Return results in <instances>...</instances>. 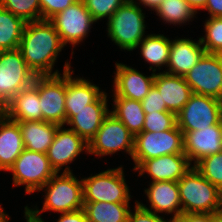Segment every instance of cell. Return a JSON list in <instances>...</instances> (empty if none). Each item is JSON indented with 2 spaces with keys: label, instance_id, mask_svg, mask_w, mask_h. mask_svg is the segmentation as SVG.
Returning a JSON list of instances; mask_svg holds the SVG:
<instances>
[{
  "label": "cell",
  "instance_id": "obj_1",
  "mask_svg": "<svg viewBox=\"0 0 222 222\" xmlns=\"http://www.w3.org/2000/svg\"><path fill=\"white\" fill-rule=\"evenodd\" d=\"M63 47L54 24L41 19L26 23L18 49L34 74L45 76L60 74L52 69Z\"/></svg>",
  "mask_w": 222,
  "mask_h": 222
},
{
  "label": "cell",
  "instance_id": "obj_2",
  "mask_svg": "<svg viewBox=\"0 0 222 222\" xmlns=\"http://www.w3.org/2000/svg\"><path fill=\"white\" fill-rule=\"evenodd\" d=\"M177 183L182 213H222L221 191L194 167Z\"/></svg>",
  "mask_w": 222,
  "mask_h": 222
},
{
  "label": "cell",
  "instance_id": "obj_3",
  "mask_svg": "<svg viewBox=\"0 0 222 222\" xmlns=\"http://www.w3.org/2000/svg\"><path fill=\"white\" fill-rule=\"evenodd\" d=\"M40 190L46 194L42 209H34L38 214L49 210L66 213L83 209L82 179H77L69 166H66L61 175L56 173Z\"/></svg>",
  "mask_w": 222,
  "mask_h": 222
},
{
  "label": "cell",
  "instance_id": "obj_4",
  "mask_svg": "<svg viewBox=\"0 0 222 222\" xmlns=\"http://www.w3.org/2000/svg\"><path fill=\"white\" fill-rule=\"evenodd\" d=\"M142 8L132 0L126 1L108 19V37L120 49L132 51L145 38V16Z\"/></svg>",
  "mask_w": 222,
  "mask_h": 222
},
{
  "label": "cell",
  "instance_id": "obj_5",
  "mask_svg": "<svg viewBox=\"0 0 222 222\" xmlns=\"http://www.w3.org/2000/svg\"><path fill=\"white\" fill-rule=\"evenodd\" d=\"M122 167L82 179L83 202L129 203L131 195Z\"/></svg>",
  "mask_w": 222,
  "mask_h": 222
},
{
  "label": "cell",
  "instance_id": "obj_6",
  "mask_svg": "<svg viewBox=\"0 0 222 222\" xmlns=\"http://www.w3.org/2000/svg\"><path fill=\"white\" fill-rule=\"evenodd\" d=\"M35 77L19 49L0 51V107L32 85Z\"/></svg>",
  "mask_w": 222,
  "mask_h": 222
},
{
  "label": "cell",
  "instance_id": "obj_7",
  "mask_svg": "<svg viewBox=\"0 0 222 222\" xmlns=\"http://www.w3.org/2000/svg\"><path fill=\"white\" fill-rule=\"evenodd\" d=\"M13 174V186L26 185L31 194L40 189L56 174L47 154L24 149L9 169Z\"/></svg>",
  "mask_w": 222,
  "mask_h": 222
},
{
  "label": "cell",
  "instance_id": "obj_8",
  "mask_svg": "<svg viewBox=\"0 0 222 222\" xmlns=\"http://www.w3.org/2000/svg\"><path fill=\"white\" fill-rule=\"evenodd\" d=\"M70 64L66 62L63 76H38V95L42 121L64 126L66 124V72L70 71Z\"/></svg>",
  "mask_w": 222,
  "mask_h": 222
},
{
  "label": "cell",
  "instance_id": "obj_9",
  "mask_svg": "<svg viewBox=\"0 0 222 222\" xmlns=\"http://www.w3.org/2000/svg\"><path fill=\"white\" fill-rule=\"evenodd\" d=\"M181 153H184L183 132L177 125L163 132H141L134 139L133 169L144 160Z\"/></svg>",
  "mask_w": 222,
  "mask_h": 222
},
{
  "label": "cell",
  "instance_id": "obj_10",
  "mask_svg": "<svg viewBox=\"0 0 222 222\" xmlns=\"http://www.w3.org/2000/svg\"><path fill=\"white\" fill-rule=\"evenodd\" d=\"M176 119L177 126L182 132L210 128L222 120V101L193 93L189 101L176 115Z\"/></svg>",
  "mask_w": 222,
  "mask_h": 222
},
{
  "label": "cell",
  "instance_id": "obj_11",
  "mask_svg": "<svg viewBox=\"0 0 222 222\" xmlns=\"http://www.w3.org/2000/svg\"><path fill=\"white\" fill-rule=\"evenodd\" d=\"M134 139L133 134L110 112L103 120L96 135L88 143L87 153L100 157L125 150L132 158Z\"/></svg>",
  "mask_w": 222,
  "mask_h": 222
},
{
  "label": "cell",
  "instance_id": "obj_12",
  "mask_svg": "<svg viewBox=\"0 0 222 222\" xmlns=\"http://www.w3.org/2000/svg\"><path fill=\"white\" fill-rule=\"evenodd\" d=\"M184 79L194 94L222 101V55L205 53Z\"/></svg>",
  "mask_w": 222,
  "mask_h": 222
},
{
  "label": "cell",
  "instance_id": "obj_13",
  "mask_svg": "<svg viewBox=\"0 0 222 222\" xmlns=\"http://www.w3.org/2000/svg\"><path fill=\"white\" fill-rule=\"evenodd\" d=\"M65 46L67 43L74 47L88 35L91 25L96 22L85 7L82 0L67 7L50 19Z\"/></svg>",
  "mask_w": 222,
  "mask_h": 222
},
{
  "label": "cell",
  "instance_id": "obj_14",
  "mask_svg": "<svg viewBox=\"0 0 222 222\" xmlns=\"http://www.w3.org/2000/svg\"><path fill=\"white\" fill-rule=\"evenodd\" d=\"M192 167L193 165H191L187 156L181 153L144 160L133 170H139L138 176L147 173L148 176H151L152 182H178Z\"/></svg>",
  "mask_w": 222,
  "mask_h": 222
},
{
  "label": "cell",
  "instance_id": "obj_15",
  "mask_svg": "<svg viewBox=\"0 0 222 222\" xmlns=\"http://www.w3.org/2000/svg\"><path fill=\"white\" fill-rule=\"evenodd\" d=\"M63 127L57 128L46 153L56 173H59L63 166L72 163L84 149L88 152V143L73 130Z\"/></svg>",
  "mask_w": 222,
  "mask_h": 222
},
{
  "label": "cell",
  "instance_id": "obj_16",
  "mask_svg": "<svg viewBox=\"0 0 222 222\" xmlns=\"http://www.w3.org/2000/svg\"><path fill=\"white\" fill-rule=\"evenodd\" d=\"M184 154L194 165L202 158L222 151V120L210 128L183 132Z\"/></svg>",
  "mask_w": 222,
  "mask_h": 222
},
{
  "label": "cell",
  "instance_id": "obj_17",
  "mask_svg": "<svg viewBox=\"0 0 222 222\" xmlns=\"http://www.w3.org/2000/svg\"><path fill=\"white\" fill-rule=\"evenodd\" d=\"M116 72L114 77V95L118 97L142 101L149 93L154 84L155 72L151 76H144L142 73L122 63H115Z\"/></svg>",
  "mask_w": 222,
  "mask_h": 222
},
{
  "label": "cell",
  "instance_id": "obj_18",
  "mask_svg": "<svg viewBox=\"0 0 222 222\" xmlns=\"http://www.w3.org/2000/svg\"><path fill=\"white\" fill-rule=\"evenodd\" d=\"M107 106V94L103 91L93 103L74 111V117L67 123L72 126L69 129L89 143L110 113Z\"/></svg>",
  "mask_w": 222,
  "mask_h": 222
},
{
  "label": "cell",
  "instance_id": "obj_19",
  "mask_svg": "<svg viewBox=\"0 0 222 222\" xmlns=\"http://www.w3.org/2000/svg\"><path fill=\"white\" fill-rule=\"evenodd\" d=\"M2 113L15 122L42 121L38 95V76L27 88L17 93L2 109Z\"/></svg>",
  "mask_w": 222,
  "mask_h": 222
},
{
  "label": "cell",
  "instance_id": "obj_20",
  "mask_svg": "<svg viewBox=\"0 0 222 222\" xmlns=\"http://www.w3.org/2000/svg\"><path fill=\"white\" fill-rule=\"evenodd\" d=\"M168 111L176 115L182 110L193 94L191 87L183 76L172 75L166 72L155 73L153 84Z\"/></svg>",
  "mask_w": 222,
  "mask_h": 222
},
{
  "label": "cell",
  "instance_id": "obj_21",
  "mask_svg": "<svg viewBox=\"0 0 222 222\" xmlns=\"http://www.w3.org/2000/svg\"><path fill=\"white\" fill-rule=\"evenodd\" d=\"M150 187L145 189L150 208L143 203L138 202L144 209L153 213L171 214L174 213L172 221H175L182 214V207L179 197L178 183L174 181H159L149 184Z\"/></svg>",
  "mask_w": 222,
  "mask_h": 222
},
{
  "label": "cell",
  "instance_id": "obj_22",
  "mask_svg": "<svg viewBox=\"0 0 222 222\" xmlns=\"http://www.w3.org/2000/svg\"><path fill=\"white\" fill-rule=\"evenodd\" d=\"M206 53L200 39L198 41L189 38L171 40L168 71L166 73L185 76Z\"/></svg>",
  "mask_w": 222,
  "mask_h": 222
},
{
  "label": "cell",
  "instance_id": "obj_23",
  "mask_svg": "<svg viewBox=\"0 0 222 222\" xmlns=\"http://www.w3.org/2000/svg\"><path fill=\"white\" fill-rule=\"evenodd\" d=\"M73 71L66 72V124L74 117V111L93 103L103 92L99 86L84 78H73Z\"/></svg>",
  "mask_w": 222,
  "mask_h": 222
},
{
  "label": "cell",
  "instance_id": "obj_24",
  "mask_svg": "<svg viewBox=\"0 0 222 222\" xmlns=\"http://www.w3.org/2000/svg\"><path fill=\"white\" fill-rule=\"evenodd\" d=\"M25 149L18 122L0 115V171H9Z\"/></svg>",
  "mask_w": 222,
  "mask_h": 222
},
{
  "label": "cell",
  "instance_id": "obj_25",
  "mask_svg": "<svg viewBox=\"0 0 222 222\" xmlns=\"http://www.w3.org/2000/svg\"><path fill=\"white\" fill-rule=\"evenodd\" d=\"M25 149L46 154L59 125L45 121L18 122Z\"/></svg>",
  "mask_w": 222,
  "mask_h": 222
},
{
  "label": "cell",
  "instance_id": "obj_26",
  "mask_svg": "<svg viewBox=\"0 0 222 222\" xmlns=\"http://www.w3.org/2000/svg\"><path fill=\"white\" fill-rule=\"evenodd\" d=\"M113 96L114 110L110 112L125 125L134 137L143 132L145 112L141 101L118 97L117 95Z\"/></svg>",
  "mask_w": 222,
  "mask_h": 222
},
{
  "label": "cell",
  "instance_id": "obj_27",
  "mask_svg": "<svg viewBox=\"0 0 222 222\" xmlns=\"http://www.w3.org/2000/svg\"><path fill=\"white\" fill-rule=\"evenodd\" d=\"M88 222H127L129 203L83 202Z\"/></svg>",
  "mask_w": 222,
  "mask_h": 222
},
{
  "label": "cell",
  "instance_id": "obj_28",
  "mask_svg": "<svg viewBox=\"0 0 222 222\" xmlns=\"http://www.w3.org/2000/svg\"><path fill=\"white\" fill-rule=\"evenodd\" d=\"M26 22L0 6V51L19 48Z\"/></svg>",
  "mask_w": 222,
  "mask_h": 222
},
{
  "label": "cell",
  "instance_id": "obj_29",
  "mask_svg": "<svg viewBox=\"0 0 222 222\" xmlns=\"http://www.w3.org/2000/svg\"><path fill=\"white\" fill-rule=\"evenodd\" d=\"M139 45L137 47H140L141 55L145 61L159 69L164 65L168 66L171 40L163 34H148Z\"/></svg>",
  "mask_w": 222,
  "mask_h": 222
},
{
  "label": "cell",
  "instance_id": "obj_30",
  "mask_svg": "<svg viewBox=\"0 0 222 222\" xmlns=\"http://www.w3.org/2000/svg\"><path fill=\"white\" fill-rule=\"evenodd\" d=\"M155 12L165 23L173 25L191 21L196 14L186 0H163Z\"/></svg>",
  "mask_w": 222,
  "mask_h": 222
},
{
  "label": "cell",
  "instance_id": "obj_31",
  "mask_svg": "<svg viewBox=\"0 0 222 222\" xmlns=\"http://www.w3.org/2000/svg\"><path fill=\"white\" fill-rule=\"evenodd\" d=\"M0 6L26 23L41 20L40 0H0Z\"/></svg>",
  "mask_w": 222,
  "mask_h": 222
},
{
  "label": "cell",
  "instance_id": "obj_32",
  "mask_svg": "<svg viewBox=\"0 0 222 222\" xmlns=\"http://www.w3.org/2000/svg\"><path fill=\"white\" fill-rule=\"evenodd\" d=\"M193 167L222 191V151L202 158Z\"/></svg>",
  "mask_w": 222,
  "mask_h": 222
},
{
  "label": "cell",
  "instance_id": "obj_33",
  "mask_svg": "<svg viewBox=\"0 0 222 222\" xmlns=\"http://www.w3.org/2000/svg\"><path fill=\"white\" fill-rule=\"evenodd\" d=\"M204 27L206 34L199 39L206 53L222 55V17H210Z\"/></svg>",
  "mask_w": 222,
  "mask_h": 222
},
{
  "label": "cell",
  "instance_id": "obj_34",
  "mask_svg": "<svg viewBox=\"0 0 222 222\" xmlns=\"http://www.w3.org/2000/svg\"><path fill=\"white\" fill-rule=\"evenodd\" d=\"M177 125L176 114L172 112H154L145 114L143 132H163Z\"/></svg>",
  "mask_w": 222,
  "mask_h": 222
},
{
  "label": "cell",
  "instance_id": "obj_35",
  "mask_svg": "<svg viewBox=\"0 0 222 222\" xmlns=\"http://www.w3.org/2000/svg\"><path fill=\"white\" fill-rule=\"evenodd\" d=\"M85 7L97 22L102 18L109 19L115 11L128 0H82Z\"/></svg>",
  "mask_w": 222,
  "mask_h": 222
},
{
  "label": "cell",
  "instance_id": "obj_36",
  "mask_svg": "<svg viewBox=\"0 0 222 222\" xmlns=\"http://www.w3.org/2000/svg\"><path fill=\"white\" fill-rule=\"evenodd\" d=\"M141 104L145 114L154 112H170L167 110L164 101H162L161 95L154 85L150 88L149 93L143 98Z\"/></svg>",
  "mask_w": 222,
  "mask_h": 222
},
{
  "label": "cell",
  "instance_id": "obj_37",
  "mask_svg": "<svg viewBox=\"0 0 222 222\" xmlns=\"http://www.w3.org/2000/svg\"><path fill=\"white\" fill-rule=\"evenodd\" d=\"M77 0H40L41 19L50 20Z\"/></svg>",
  "mask_w": 222,
  "mask_h": 222
},
{
  "label": "cell",
  "instance_id": "obj_38",
  "mask_svg": "<svg viewBox=\"0 0 222 222\" xmlns=\"http://www.w3.org/2000/svg\"><path fill=\"white\" fill-rule=\"evenodd\" d=\"M135 204V212L129 211L127 222H173L171 219L166 221L162 216L144 209L138 201Z\"/></svg>",
  "mask_w": 222,
  "mask_h": 222
},
{
  "label": "cell",
  "instance_id": "obj_39",
  "mask_svg": "<svg viewBox=\"0 0 222 222\" xmlns=\"http://www.w3.org/2000/svg\"><path fill=\"white\" fill-rule=\"evenodd\" d=\"M173 222H211V213H182Z\"/></svg>",
  "mask_w": 222,
  "mask_h": 222
},
{
  "label": "cell",
  "instance_id": "obj_40",
  "mask_svg": "<svg viewBox=\"0 0 222 222\" xmlns=\"http://www.w3.org/2000/svg\"><path fill=\"white\" fill-rule=\"evenodd\" d=\"M57 222H88L86 214L83 209L76 211L61 213Z\"/></svg>",
  "mask_w": 222,
  "mask_h": 222
},
{
  "label": "cell",
  "instance_id": "obj_41",
  "mask_svg": "<svg viewBox=\"0 0 222 222\" xmlns=\"http://www.w3.org/2000/svg\"><path fill=\"white\" fill-rule=\"evenodd\" d=\"M210 17H222V0H207L205 7Z\"/></svg>",
  "mask_w": 222,
  "mask_h": 222
},
{
  "label": "cell",
  "instance_id": "obj_42",
  "mask_svg": "<svg viewBox=\"0 0 222 222\" xmlns=\"http://www.w3.org/2000/svg\"><path fill=\"white\" fill-rule=\"evenodd\" d=\"M25 219L27 222H44V220L40 217L35 210L30 209L28 206H25Z\"/></svg>",
  "mask_w": 222,
  "mask_h": 222
},
{
  "label": "cell",
  "instance_id": "obj_43",
  "mask_svg": "<svg viewBox=\"0 0 222 222\" xmlns=\"http://www.w3.org/2000/svg\"><path fill=\"white\" fill-rule=\"evenodd\" d=\"M132 1L138 5L142 3V5H144L145 7L147 6L155 11L163 0H139L140 1L139 3H137L135 0Z\"/></svg>",
  "mask_w": 222,
  "mask_h": 222
},
{
  "label": "cell",
  "instance_id": "obj_44",
  "mask_svg": "<svg viewBox=\"0 0 222 222\" xmlns=\"http://www.w3.org/2000/svg\"><path fill=\"white\" fill-rule=\"evenodd\" d=\"M188 4L193 8L197 13L198 10H201L205 7L207 0H186Z\"/></svg>",
  "mask_w": 222,
  "mask_h": 222
},
{
  "label": "cell",
  "instance_id": "obj_45",
  "mask_svg": "<svg viewBox=\"0 0 222 222\" xmlns=\"http://www.w3.org/2000/svg\"><path fill=\"white\" fill-rule=\"evenodd\" d=\"M211 222H222V213H211Z\"/></svg>",
  "mask_w": 222,
  "mask_h": 222
},
{
  "label": "cell",
  "instance_id": "obj_46",
  "mask_svg": "<svg viewBox=\"0 0 222 222\" xmlns=\"http://www.w3.org/2000/svg\"><path fill=\"white\" fill-rule=\"evenodd\" d=\"M8 220H10V217L4 212L0 205V222H8Z\"/></svg>",
  "mask_w": 222,
  "mask_h": 222
}]
</instances>
